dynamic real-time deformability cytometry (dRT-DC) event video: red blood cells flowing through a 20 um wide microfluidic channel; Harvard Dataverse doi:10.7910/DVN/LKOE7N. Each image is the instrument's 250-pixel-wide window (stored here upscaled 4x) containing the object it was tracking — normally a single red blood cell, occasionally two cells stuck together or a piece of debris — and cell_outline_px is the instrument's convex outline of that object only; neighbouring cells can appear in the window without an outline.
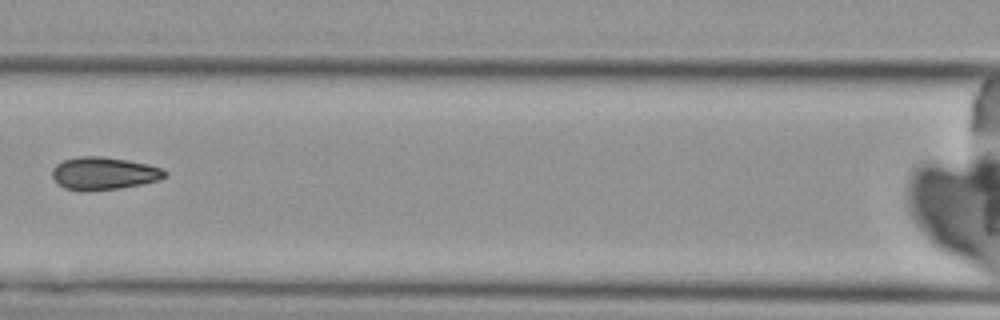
{"species": "Egyptian fruit bat (a non-hibernating species)", "species_latin": "Rousettus aegyptiacus", "temperature_condition": "cold", "stored_images_in_passage": 5, "camera_frame_rate_fps": 3000, "um_per_image_px": 0.085, "animal": {"sex": "female"}, "frame": {"image": 1, "passage_image": 5, "time_ms": 4.667, "image_size_px": [1000, 320], "cell_outline_px": [[168, 176], [160, 180], [120, 188], [88, 192], [80, 192], [64, 188], [52, 176], [52, 168], [56, 164], [64, 160], [76, 156], [100, 156], [128, 160], [148, 164], [160, 168], [168, 172]], "centroid_in_image_um": [8.82, 14.75], "position_along_channel_um": 157.8, "area_um2": 21.73}}